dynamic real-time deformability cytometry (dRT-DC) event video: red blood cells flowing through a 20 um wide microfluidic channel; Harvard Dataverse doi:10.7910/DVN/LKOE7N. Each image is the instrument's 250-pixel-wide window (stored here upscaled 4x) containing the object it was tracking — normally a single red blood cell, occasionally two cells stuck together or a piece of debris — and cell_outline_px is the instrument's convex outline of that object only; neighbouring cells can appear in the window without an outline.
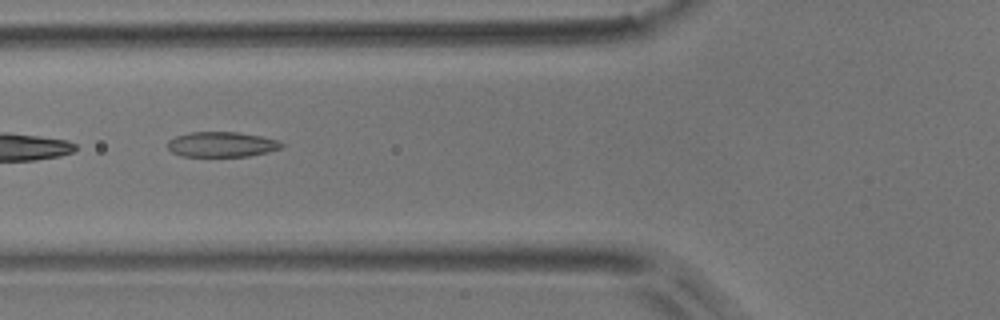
{"species": "common noctule bat (a hibernating species)", "species_latin": "Nyctalus noctula", "temperature_condition": "room temperature", "stored_images_in_passage": 5, "camera_frame_rate_fps": 3000, "um_per_image_px": 0.085, "animal": {"sex": "male", "body_mass_g": 17.9}, "frame": {"image": 1, "passage_image": 5, "time_ms": 1.333, "image_size_px": [1000, 320], "cell_outline_px": [[284, 144], [280, 148], [268, 152], [248, 156], [180, 156], [172, 152], [168, 148], [168, 140], [176, 136], [192, 132], [236, 132], [260, 136], [276, 140]], "centroid_in_image_um": [18.81, 12.28], "position_along_channel_um": 107.0, "area_um2": 16.53}}